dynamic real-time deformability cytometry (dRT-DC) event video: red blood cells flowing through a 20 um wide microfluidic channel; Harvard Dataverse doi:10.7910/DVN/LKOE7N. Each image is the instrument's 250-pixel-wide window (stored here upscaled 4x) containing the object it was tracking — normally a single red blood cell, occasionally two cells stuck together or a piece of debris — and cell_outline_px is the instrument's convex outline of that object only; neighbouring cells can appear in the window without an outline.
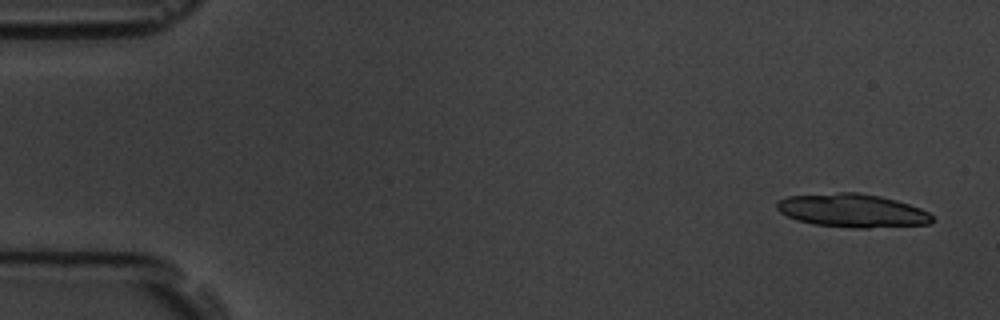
{"species": "common noctule bat (a hibernating species)", "species_latin": "Nyctalus noctula", "temperature_condition": "room temperature", "stored_images_in_passage": 5, "camera_frame_rate_fps": 3000, "um_per_image_px": 0.085, "animal": {"sex": "male", "body_mass_g": 19.5, "forearm_length_mm": 54.6}, "frame": {"image": 1, "passage_image": 1, "time_ms": 0.0, "image_size_px": [1000, 320], "cell_outline_px": [[936, 220], [932, 224], [868, 228], [852, 228], [812, 224], [796, 220], [780, 212], [776, 208], [776, 204], [780, 200], [788, 196], [840, 192], [856, 192], [880, 196], [896, 200], [920, 208], [928, 212]], "centroid_in_image_um": [72.47, 17.91], "position_along_channel_um": 12.5, "area_um2": 30.4}}